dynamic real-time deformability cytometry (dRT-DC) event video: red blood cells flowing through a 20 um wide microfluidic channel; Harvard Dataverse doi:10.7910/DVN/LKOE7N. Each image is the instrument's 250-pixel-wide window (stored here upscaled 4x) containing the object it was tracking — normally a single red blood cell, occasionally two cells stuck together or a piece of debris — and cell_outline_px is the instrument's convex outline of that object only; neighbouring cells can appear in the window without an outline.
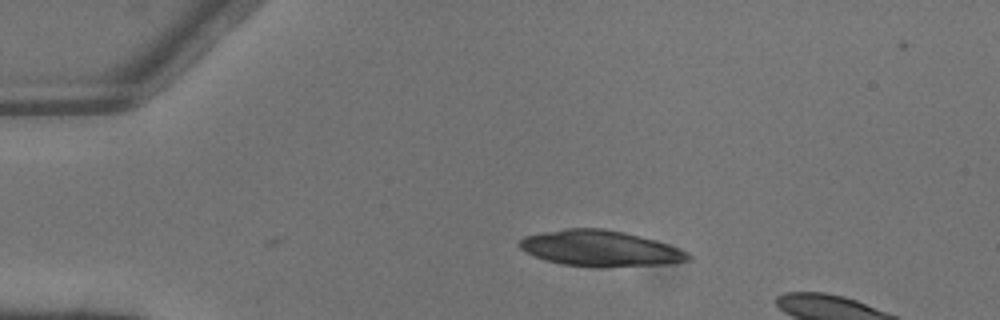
{"species": "common noctule bat (a hibernating species)", "species_latin": "Nyctalus noctula", "temperature_condition": "warm", "stored_images_in_passage": 2, "camera_frame_rate_fps": 3000, "um_per_image_px": 0.085, "animal": {"sex": "male", "body_mass_g": 13.3}, "frame": {"image": 1, "passage_image": 2, "time_ms": 0.333, "image_size_px": [1000, 320], "cell_outline_px": [[692, 260], [668, 264], [608, 268], [596, 268], [560, 264], [544, 260], [520, 248], [516, 244], [524, 236], [564, 228], [604, 228], [624, 232], [640, 236], [668, 244], [688, 252], [692, 256]], "centroid_in_image_um": [51.04, 21.13], "position_along_channel_um": 34.0, "area_um2": 35.78}}